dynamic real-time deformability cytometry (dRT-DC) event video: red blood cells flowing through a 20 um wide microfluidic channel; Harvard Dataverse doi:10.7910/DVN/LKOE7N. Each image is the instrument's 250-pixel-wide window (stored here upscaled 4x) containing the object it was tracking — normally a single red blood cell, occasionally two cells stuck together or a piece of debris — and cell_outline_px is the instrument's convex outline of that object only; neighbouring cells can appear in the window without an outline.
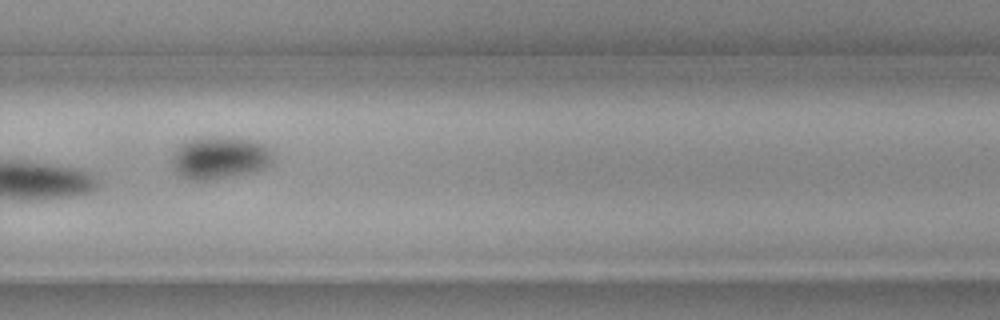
{"species": "common noctule bat (a hibernating species)", "species_latin": "Nyctalus noctula", "temperature_condition": "cold", "stored_images_in_passage": 9, "camera_frame_rate_fps": 3000, "um_per_image_px": 0.085, "animal": {"sex": "female", "body_mass_g": 19.3, "forearm_length_mm": 54.1}, "frame": {"image": 1, "passage_image": 9, "time_ms": 2.667, "image_size_px": [1000, 320], "cell_outline_px": [[272, 164], [264, 168], [252, 172], [208, 180], [192, 180], [180, 176], [172, 168], [172, 156], [176, 148], [184, 140], [200, 136], [216, 136], [256, 140], [264, 144], [272, 152]], "centroid_in_image_um": [18.64, 13.38], "position_along_channel_um": 311.2, "area_um2": 25.43}}